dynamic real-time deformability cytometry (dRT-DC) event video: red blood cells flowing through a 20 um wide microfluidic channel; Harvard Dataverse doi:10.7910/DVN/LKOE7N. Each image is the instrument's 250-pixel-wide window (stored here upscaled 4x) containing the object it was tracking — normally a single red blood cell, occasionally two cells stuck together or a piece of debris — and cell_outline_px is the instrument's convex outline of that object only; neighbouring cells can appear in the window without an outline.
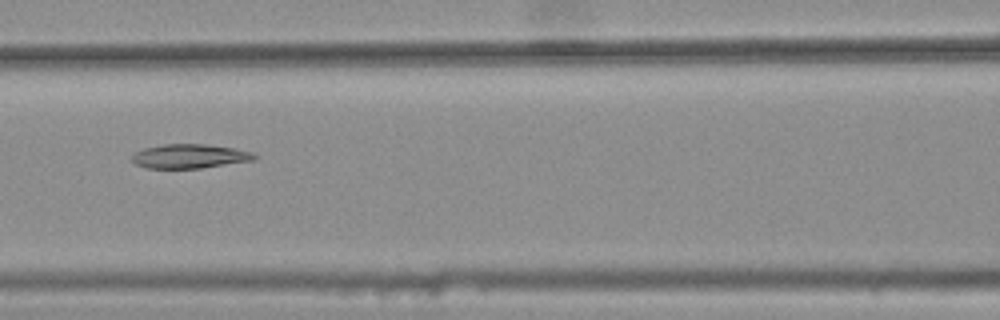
{"species": "common noctule bat (a hibernating species)", "species_latin": "Nyctalus noctula", "temperature_condition": "warm", "stored_images_in_passage": 5, "camera_frame_rate_fps": 3000, "um_per_image_px": 0.085, "animal": {"sex": "female", "body_mass_g": 25.1}, "frame": {"image": 1, "passage_image": 4, "time_ms": 1.0, "image_size_px": [1000, 320], "cell_outline_px": [[256, 156], [252, 160], [200, 168], [144, 168], [136, 164], [132, 160], [132, 156], [136, 152], [144, 148], [164, 144], [208, 144], [232, 148], [252, 152]], "centroid_in_image_um": [16.07, 13.27], "position_along_channel_um": 150.5, "area_um2": 16.99}}
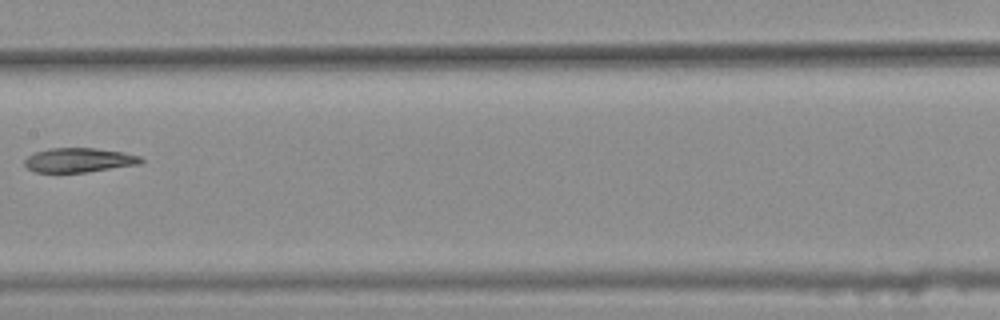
{"frame": {"image": 2, "passage_image": 5, "time_ms": 1.333, "image_size_px": [1000, 320], "cell_outline_px": [[144, 160], [140, 164], [88, 172], [36, 172], [28, 168], [24, 164], [24, 160], [28, 156], [36, 152], [48, 148], [96, 148], [124, 152], [140, 156]], "centroid_in_image_um": [6.73, 13.6], "position_along_channel_um": 200.7, "area_um2": 16.53}}